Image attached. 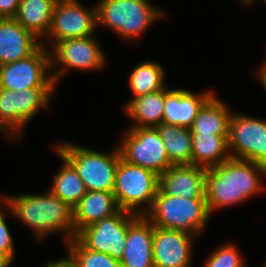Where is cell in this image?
I'll return each mask as SVG.
<instances>
[{"mask_svg": "<svg viewBox=\"0 0 266 267\" xmlns=\"http://www.w3.org/2000/svg\"><path fill=\"white\" fill-rule=\"evenodd\" d=\"M158 186L159 175L141 166L130 164L120 157L113 188L120 209L135 215H143L137 207L147 203L150 210Z\"/></svg>", "mask_w": 266, "mask_h": 267, "instance_id": "8992f818", "label": "cell"}, {"mask_svg": "<svg viewBox=\"0 0 266 267\" xmlns=\"http://www.w3.org/2000/svg\"><path fill=\"white\" fill-rule=\"evenodd\" d=\"M166 88L133 98L127 103L126 111L137 123L136 127H156L163 123Z\"/></svg>", "mask_w": 266, "mask_h": 267, "instance_id": "603a6c76", "label": "cell"}, {"mask_svg": "<svg viewBox=\"0 0 266 267\" xmlns=\"http://www.w3.org/2000/svg\"><path fill=\"white\" fill-rule=\"evenodd\" d=\"M164 70L156 62L138 65L129 76L130 89L134 98L164 89Z\"/></svg>", "mask_w": 266, "mask_h": 267, "instance_id": "484cf974", "label": "cell"}, {"mask_svg": "<svg viewBox=\"0 0 266 267\" xmlns=\"http://www.w3.org/2000/svg\"><path fill=\"white\" fill-rule=\"evenodd\" d=\"M46 267H79V266L74 261V259L69 255L67 258L60 259L55 262L49 261Z\"/></svg>", "mask_w": 266, "mask_h": 267, "instance_id": "4dcf8cb0", "label": "cell"}, {"mask_svg": "<svg viewBox=\"0 0 266 267\" xmlns=\"http://www.w3.org/2000/svg\"><path fill=\"white\" fill-rule=\"evenodd\" d=\"M193 238L183 231L154 226V267H189Z\"/></svg>", "mask_w": 266, "mask_h": 267, "instance_id": "5bb4252c", "label": "cell"}, {"mask_svg": "<svg viewBox=\"0 0 266 267\" xmlns=\"http://www.w3.org/2000/svg\"><path fill=\"white\" fill-rule=\"evenodd\" d=\"M228 147L231 158L248 160L266 167V120L232 114Z\"/></svg>", "mask_w": 266, "mask_h": 267, "instance_id": "8fae6325", "label": "cell"}, {"mask_svg": "<svg viewBox=\"0 0 266 267\" xmlns=\"http://www.w3.org/2000/svg\"><path fill=\"white\" fill-rule=\"evenodd\" d=\"M11 265V262H3L0 260V267H9Z\"/></svg>", "mask_w": 266, "mask_h": 267, "instance_id": "d6a6232c", "label": "cell"}, {"mask_svg": "<svg viewBox=\"0 0 266 267\" xmlns=\"http://www.w3.org/2000/svg\"><path fill=\"white\" fill-rule=\"evenodd\" d=\"M19 4L20 0H0V18H14Z\"/></svg>", "mask_w": 266, "mask_h": 267, "instance_id": "f546056e", "label": "cell"}, {"mask_svg": "<svg viewBox=\"0 0 266 267\" xmlns=\"http://www.w3.org/2000/svg\"><path fill=\"white\" fill-rule=\"evenodd\" d=\"M119 210L113 192L87 191L73 207L75 237L82 229L117 213Z\"/></svg>", "mask_w": 266, "mask_h": 267, "instance_id": "d6986e66", "label": "cell"}, {"mask_svg": "<svg viewBox=\"0 0 266 267\" xmlns=\"http://www.w3.org/2000/svg\"><path fill=\"white\" fill-rule=\"evenodd\" d=\"M54 88L11 91L0 88V128L11 135L28 123L40 108L47 107ZM11 129V130H10ZM13 130V133L11 132Z\"/></svg>", "mask_w": 266, "mask_h": 267, "instance_id": "9c48e42d", "label": "cell"}, {"mask_svg": "<svg viewBox=\"0 0 266 267\" xmlns=\"http://www.w3.org/2000/svg\"><path fill=\"white\" fill-rule=\"evenodd\" d=\"M52 51H54V54L51 55V67L55 66L54 63L60 62L62 64L61 68H63L51 74L54 83L63 75V70L65 72L68 68L99 69L105 63L103 51L91 36L63 39L54 45Z\"/></svg>", "mask_w": 266, "mask_h": 267, "instance_id": "4fadbf2b", "label": "cell"}, {"mask_svg": "<svg viewBox=\"0 0 266 267\" xmlns=\"http://www.w3.org/2000/svg\"><path fill=\"white\" fill-rule=\"evenodd\" d=\"M69 255L79 267H121L120 260L86 248L76 237L68 241Z\"/></svg>", "mask_w": 266, "mask_h": 267, "instance_id": "4316f807", "label": "cell"}, {"mask_svg": "<svg viewBox=\"0 0 266 267\" xmlns=\"http://www.w3.org/2000/svg\"><path fill=\"white\" fill-rule=\"evenodd\" d=\"M239 251L233 244L220 247L207 259L205 267H243Z\"/></svg>", "mask_w": 266, "mask_h": 267, "instance_id": "83f0119b", "label": "cell"}, {"mask_svg": "<svg viewBox=\"0 0 266 267\" xmlns=\"http://www.w3.org/2000/svg\"><path fill=\"white\" fill-rule=\"evenodd\" d=\"M4 213L0 209V260L12 262L14 257V241L5 222Z\"/></svg>", "mask_w": 266, "mask_h": 267, "instance_id": "f1b7e54d", "label": "cell"}, {"mask_svg": "<svg viewBox=\"0 0 266 267\" xmlns=\"http://www.w3.org/2000/svg\"><path fill=\"white\" fill-rule=\"evenodd\" d=\"M213 95L211 91L194 95L185 89H166L163 123L190 128L199 110Z\"/></svg>", "mask_w": 266, "mask_h": 267, "instance_id": "ac0fdd59", "label": "cell"}, {"mask_svg": "<svg viewBox=\"0 0 266 267\" xmlns=\"http://www.w3.org/2000/svg\"><path fill=\"white\" fill-rule=\"evenodd\" d=\"M2 201L8 211L33 228L39 240L55 231L66 232L68 241L75 237L73 208L50 191L43 195L5 196Z\"/></svg>", "mask_w": 266, "mask_h": 267, "instance_id": "7a4b0ae2", "label": "cell"}, {"mask_svg": "<svg viewBox=\"0 0 266 267\" xmlns=\"http://www.w3.org/2000/svg\"><path fill=\"white\" fill-rule=\"evenodd\" d=\"M118 147L121 158L161 175L172 165L156 127H136L126 132Z\"/></svg>", "mask_w": 266, "mask_h": 267, "instance_id": "52a82bcc", "label": "cell"}, {"mask_svg": "<svg viewBox=\"0 0 266 267\" xmlns=\"http://www.w3.org/2000/svg\"><path fill=\"white\" fill-rule=\"evenodd\" d=\"M98 3L95 6L97 25H106L128 40L137 38L163 15L147 0H101Z\"/></svg>", "mask_w": 266, "mask_h": 267, "instance_id": "5b68a950", "label": "cell"}, {"mask_svg": "<svg viewBox=\"0 0 266 267\" xmlns=\"http://www.w3.org/2000/svg\"><path fill=\"white\" fill-rule=\"evenodd\" d=\"M232 113L225 103L213 95L199 110L192 126L191 134L229 135V123Z\"/></svg>", "mask_w": 266, "mask_h": 267, "instance_id": "7402d4cb", "label": "cell"}, {"mask_svg": "<svg viewBox=\"0 0 266 267\" xmlns=\"http://www.w3.org/2000/svg\"><path fill=\"white\" fill-rule=\"evenodd\" d=\"M97 27L96 7L83 8L77 0H58L47 36L55 41L89 37Z\"/></svg>", "mask_w": 266, "mask_h": 267, "instance_id": "7c38bea8", "label": "cell"}, {"mask_svg": "<svg viewBox=\"0 0 266 267\" xmlns=\"http://www.w3.org/2000/svg\"><path fill=\"white\" fill-rule=\"evenodd\" d=\"M260 74V82H262L263 87L266 89V63L263 67H261V70L259 72Z\"/></svg>", "mask_w": 266, "mask_h": 267, "instance_id": "1f68e13d", "label": "cell"}, {"mask_svg": "<svg viewBox=\"0 0 266 267\" xmlns=\"http://www.w3.org/2000/svg\"><path fill=\"white\" fill-rule=\"evenodd\" d=\"M37 39L15 18H0V65L33 54L42 45Z\"/></svg>", "mask_w": 266, "mask_h": 267, "instance_id": "e0dca14e", "label": "cell"}, {"mask_svg": "<svg viewBox=\"0 0 266 267\" xmlns=\"http://www.w3.org/2000/svg\"><path fill=\"white\" fill-rule=\"evenodd\" d=\"M192 135V164L211 168L231 158L228 136L216 134Z\"/></svg>", "mask_w": 266, "mask_h": 267, "instance_id": "ffe728a7", "label": "cell"}, {"mask_svg": "<svg viewBox=\"0 0 266 267\" xmlns=\"http://www.w3.org/2000/svg\"><path fill=\"white\" fill-rule=\"evenodd\" d=\"M58 155L64 163L48 191L73 208L86 194L87 190L74 167L59 153Z\"/></svg>", "mask_w": 266, "mask_h": 267, "instance_id": "d4e9b609", "label": "cell"}, {"mask_svg": "<svg viewBox=\"0 0 266 267\" xmlns=\"http://www.w3.org/2000/svg\"><path fill=\"white\" fill-rule=\"evenodd\" d=\"M171 165L192 164V135L190 128L161 123L156 126Z\"/></svg>", "mask_w": 266, "mask_h": 267, "instance_id": "cb8c5ba5", "label": "cell"}, {"mask_svg": "<svg viewBox=\"0 0 266 267\" xmlns=\"http://www.w3.org/2000/svg\"><path fill=\"white\" fill-rule=\"evenodd\" d=\"M245 4H250L253 2V0H242Z\"/></svg>", "mask_w": 266, "mask_h": 267, "instance_id": "836d02e7", "label": "cell"}, {"mask_svg": "<svg viewBox=\"0 0 266 267\" xmlns=\"http://www.w3.org/2000/svg\"><path fill=\"white\" fill-rule=\"evenodd\" d=\"M136 215L120 209L82 229L76 238L89 250L106 253L120 260L124 253L128 224Z\"/></svg>", "mask_w": 266, "mask_h": 267, "instance_id": "30bf717a", "label": "cell"}, {"mask_svg": "<svg viewBox=\"0 0 266 267\" xmlns=\"http://www.w3.org/2000/svg\"><path fill=\"white\" fill-rule=\"evenodd\" d=\"M50 53L41 45L26 58L0 65V88L11 91L54 88L52 75H47V70L51 68Z\"/></svg>", "mask_w": 266, "mask_h": 267, "instance_id": "ba28073f", "label": "cell"}, {"mask_svg": "<svg viewBox=\"0 0 266 267\" xmlns=\"http://www.w3.org/2000/svg\"><path fill=\"white\" fill-rule=\"evenodd\" d=\"M207 169L189 165H173L159 175L158 189L166 195L185 198H206Z\"/></svg>", "mask_w": 266, "mask_h": 267, "instance_id": "2e32d148", "label": "cell"}, {"mask_svg": "<svg viewBox=\"0 0 266 267\" xmlns=\"http://www.w3.org/2000/svg\"><path fill=\"white\" fill-rule=\"evenodd\" d=\"M266 175V167L242 159L229 158L207 169L206 202L211 215L214 209L238 204L256 195L261 189L259 174Z\"/></svg>", "mask_w": 266, "mask_h": 267, "instance_id": "6da1fadb", "label": "cell"}, {"mask_svg": "<svg viewBox=\"0 0 266 267\" xmlns=\"http://www.w3.org/2000/svg\"><path fill=\"white\" fill-rule=\"evenodd\" d=\"M58 0H20L14 17L37 38L47 35L51 26L53 10Z\"/></svg>", "mask_w": 266, "mask_h": 267, "instance_id": "44dd1931", "label": "cell"}, {"mask_svg": "<svg viewBox=\"0 0 266 267\" xmlns=\"http://www.w3.org/2000/svg\"><path fill=\"white\" fill-rule=\"evenodd\" d=\"M154 225L145 215H136L128 224L121 267H154Z\"/></svg>", "mask_w": 266, "mask_h": 267, "instance_id": "9a60e30c", "label": "cell"}, {"mask_svg": "<svg viewBox=\"0 0 266 267\" xmlns=\"http://www.w3.org/2000/svg\"><path fill=\"white\" fill-rule=\"evenodd\" d=\"M56 151L74 167L87 191L113 192L121 157L118 147L106 155L77 145L61 143L57 145Z\"/></svg>", "mask_w": 266, "mask_h": 267, "instance_id": "277c9868", "label": "cell"}, {"mask_svg": "<svg viewBox=\"0 0 266 267\" xmlns=\"http://www.w3.org/2000/svg\"><path fill=\"white\" fill-rule=\"evenodd\" d=\"M154 226L198 235L210 216L206 198L163 194L159 189L149 211H142Z\"/></svg>", "mask_w": 266, "mask_h": 267, "instance_id": "3957f363", "label": "cell"}]
</instances>
